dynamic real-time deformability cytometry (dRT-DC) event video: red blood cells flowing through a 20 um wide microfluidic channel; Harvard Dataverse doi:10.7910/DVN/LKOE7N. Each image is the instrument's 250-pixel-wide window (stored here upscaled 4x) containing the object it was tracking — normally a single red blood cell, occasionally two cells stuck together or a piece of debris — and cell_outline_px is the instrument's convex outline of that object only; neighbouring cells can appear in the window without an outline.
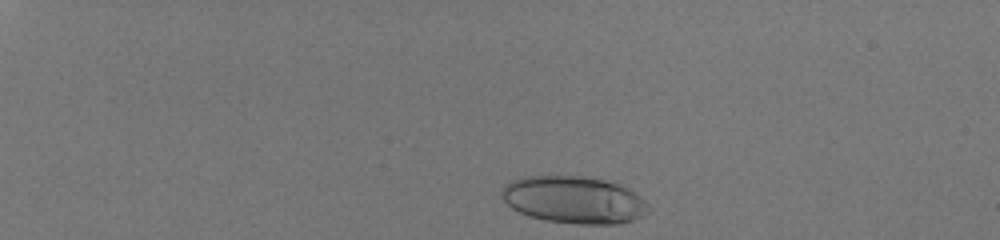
{"species": "human", "species_latin": "Homo sapiens", "temperature_condition": "room temperature", "stored_images_in_passage": 38, "camera_frame_rate_fps": 3000, "um_per_image_px": 0.085, "donor": {"sex": "male"}, "frame": {"image": 1, "passage_image": 2, "time_ms": 0.333, "image_size_px": [1000, 240], "cell_outline_px": [[652, 208], [644, 216], [632, 220], [616, 224], [580, 224], [548, 220], [528, 216], [512, 208], [500, 196], [500, 192], [512, 180], [524, 176], [584, 176], [604, 180], [628, 188], [640, 196]], "centroid_in_image_um": [48.81, 16.99], "position_along_channel_um": 36.2, "area_um2": 40.29}}
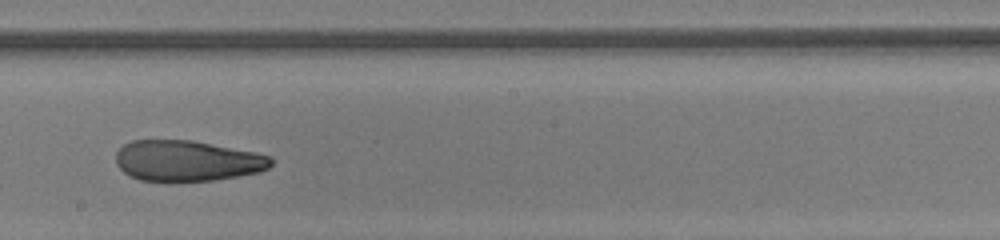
{"frame": {"image": 2, "passage_image": 25, "time_ms": 8.0, "image_size_px": [1000, 240], "cell_outline_px": [[272, 164], [268, 168], [260, 172], [212, 180], [140, 180], [124, 172], [116, 164], [116, 152], [124, 144], [132, 140], [192, 140], [256, 152], [272, 156]], "centroid_in_image_um": [15.92, 13.64], "position_along_channel_um": 232.3, "area_um2": 36.59}}
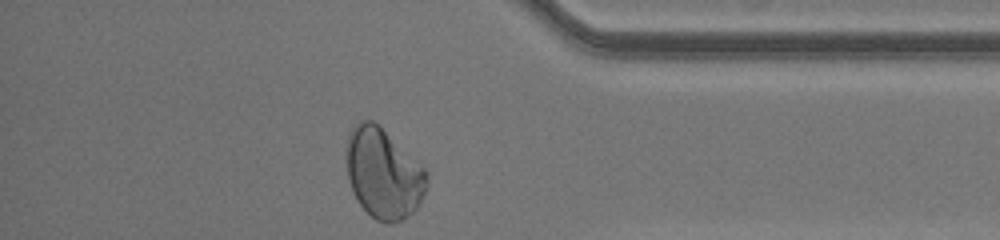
{"frame": {"image": 3, "passage_image": 38, "time_ms": 12.333, "image_size_px": [1000, 240], "cell_outline_px": [[428, 184], [416, 208], [404, 220], [392, 224], [384, 224], [376, 220], [360, 204], [352, 192], [348, 176], [344, 156], [344, 152], [348, 132], [360, 120], [372, 120], [380, 124], [428, 172]], "centroid_in_image_um": [32.56, 14.72], "position_along_channel_um": 402.6, "area_um2": 42.83}, "authors_computed_cell_mechanics": {"area_um2": 39.1017, "velocity_mm_per_s": 4.1396, "shape_relaxation_time_tau1_ms": null, "shape_relaxation_time_tau2_ms": 1.6408, "deformation_change_tau1": null, "deformation_change_tau2": 0.0804}}